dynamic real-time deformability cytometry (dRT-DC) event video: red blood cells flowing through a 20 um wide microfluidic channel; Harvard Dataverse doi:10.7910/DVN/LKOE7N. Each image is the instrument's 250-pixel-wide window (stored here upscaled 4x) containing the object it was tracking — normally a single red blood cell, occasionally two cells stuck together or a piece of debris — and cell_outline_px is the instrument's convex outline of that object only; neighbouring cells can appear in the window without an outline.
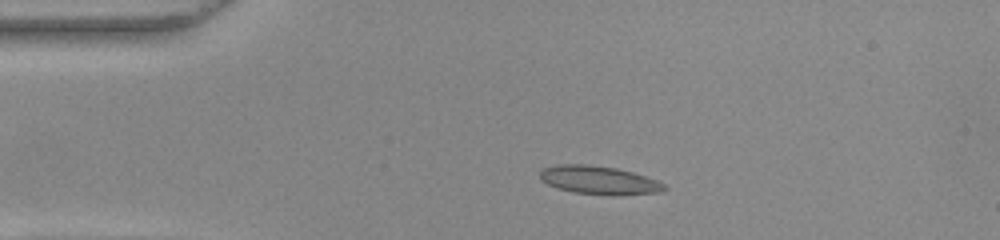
{"species": "common noctule bat (a hibernating species)", "species_latin": "Nyctalus noctula", "temperature_condition": "warm", "stored_images_in_passage": 43, "camera_frame_rate_fps": 3000, "um_per_image_px": 0.085, "animal": {"sex": "female", "body_mass_g": 22.0, "forearm_length_mm": 56.7}, "frame": {"image": 1, "passage_image": 1, "time_ms": 0.0, "image_size_px": [1000, 240], "cell_outline_px": [[668, 188], [660, 192], [572, 192], [556, 188], [540, 180], [540, 172], [544, 168], [560, 164], [588, 164], [616, 168], [632, 172], [656, 180], [664, 184]], "centroid_in_image_um": [50.81, 15.25], "position_along_channel_um": 34.2, "area_um2": 19.36}}
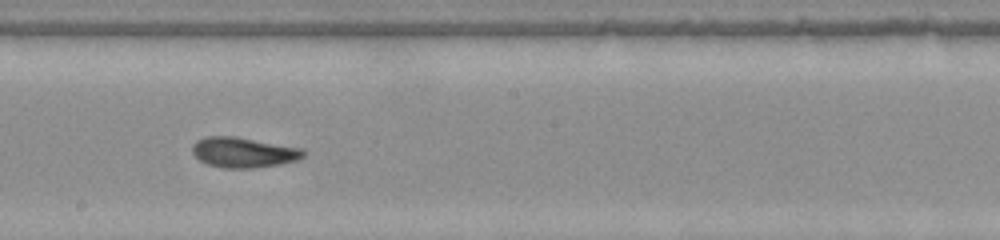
{"frame": {"image": 2, "passage_image": 19, "time_ms": 6.0, "image_size_px": [1000, 240], "cell_outline_px": [[304, 156], [296, 160], [280, 164], [252, 168], [224, 168], [204, 164], [192, 152], [192, 144], [196, 140], [208, 136], [232, 136], [304, 148]], "centroid_in_image_um": [20.67, 12.95], "position_along_channel_um": 227.5, "area_um2": 19.59}}
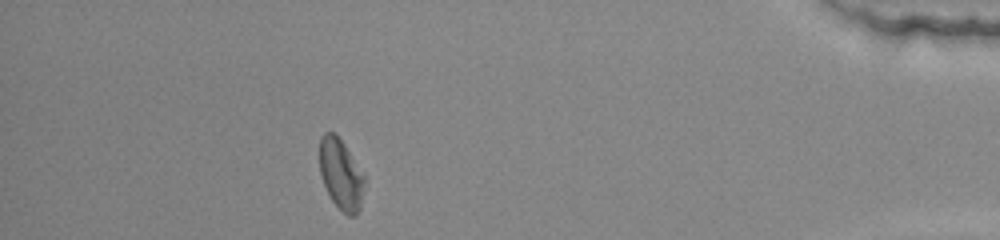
{"frame": {"image": 3, "passage_image": 37, "time_ms": 12.0, "image_size_px": [1000, 240], "cell_outline_px": [[364, 184], [360, 208], [356, 216], [348, 216], [332, 200], [324, 184], [320, 172], [320, 136], [324, 132], [336, 132], [344, 144], [364, 176]], "centroid_in_image_um": [28.97, 14.79], "position_along_channel_um": 406.2, "area_um2": 18.15}, "authors_computed_cell_mechanics": {"area_um2": 19.2474, "velocity_mm_per_s": 3.8699, "shape_relaxation_time_tau1_ms": 5.3708, "shape_relaxation_time_tau2_ms": 4.0386, "deformation_change_tau1": 0.1662, "deformation_change_tau2": 0.1168}}